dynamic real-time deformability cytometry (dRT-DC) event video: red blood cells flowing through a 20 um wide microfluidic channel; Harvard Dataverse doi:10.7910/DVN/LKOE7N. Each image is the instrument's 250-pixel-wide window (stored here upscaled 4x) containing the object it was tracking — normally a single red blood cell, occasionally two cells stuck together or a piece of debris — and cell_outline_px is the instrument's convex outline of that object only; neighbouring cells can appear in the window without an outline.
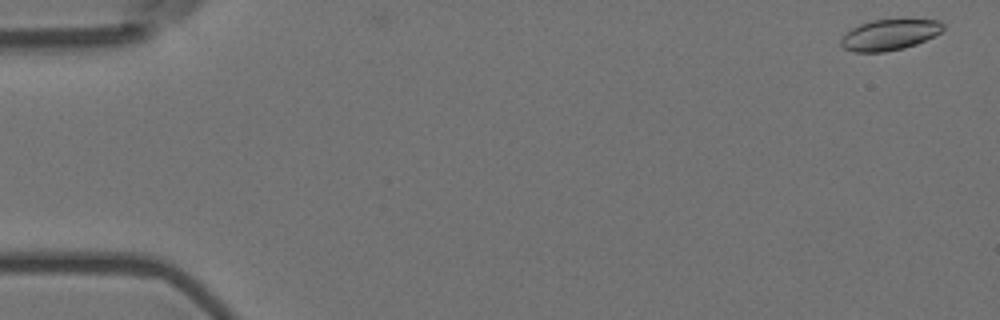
{"species": "Egyptian fruit bat (a non-hibernating species)", "species_latin": "Rousettus aegyptiacus", "temperature_condition": "room temperature", "stored_images_in_passage": 3, "camera_frame_rate_fps": 3000, "um_per_image_px": 0.085, "animal": {"sex": "female"}, "frame": {"image": 1, "passage_image": 1, "time_ms": 0.0, "image_size_px": [1000, 320], "cell_outline_px": [[944, 28], [940, 32], [916, 44], [904, 48], [884, 52], [852, 52], [844, 48], [840, 44], [840, 40], [852, 28], [860, 24], [872, 20], [940, 20], [944, 24]], "centroid_in_image_um": [75.59, 2.96], "position_along_channel_um": 9.4, "area_um2": 18.09}}